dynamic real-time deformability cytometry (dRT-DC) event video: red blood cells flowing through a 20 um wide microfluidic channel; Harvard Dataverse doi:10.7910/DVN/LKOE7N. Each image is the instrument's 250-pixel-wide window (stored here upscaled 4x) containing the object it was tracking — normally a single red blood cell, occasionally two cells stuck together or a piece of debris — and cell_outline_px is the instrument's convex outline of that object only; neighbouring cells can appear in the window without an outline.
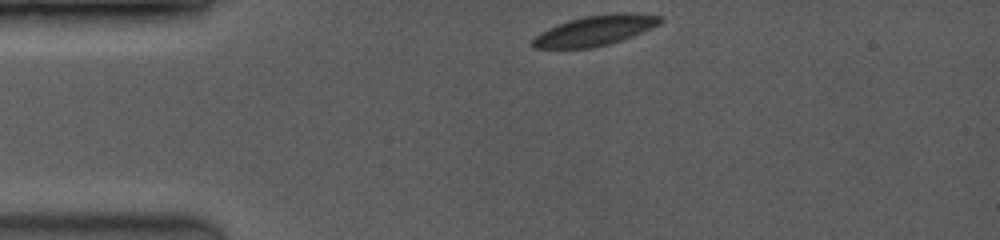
{"species": "common noctule bat (a hibernating species)", "species_latin": "Nyctalus noctula", "temperature_condition": "room temperature", "stored_images_in_passage": 40, "camera_frame_rate_fps": 3500, "um_per_image_px": 0.085, "animal": {"sex": "female", "body_mass_g": 19.0, "forearm_length_mm": 53.3}, "frame": {"image": 1, "passage_image": 1, "time_ms": 0.0, "image_size_px": [1000, 240], "cell_outline_px": [[664, 20], [660, 24], [632, 36], [608, 44], [592, 48], [532, 48], [532, 40], [540, 32], [556, 24], [568, 20], [584, 16], [616, 12], [628, 12], [660, 16]], "centroid_in_image_um": [50.57, 2.58], "position_along_channel_um": 34.4, "area_um2": 22.43}}
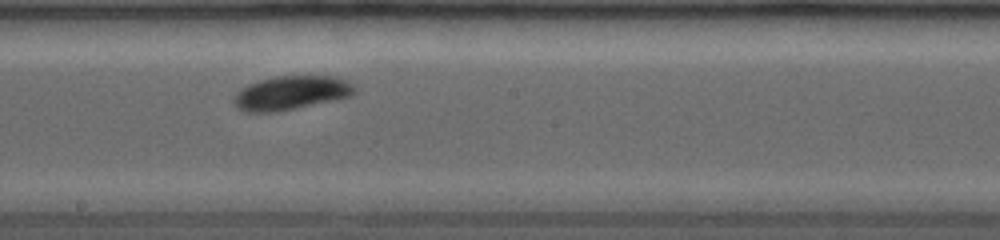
{"frame": {"image": 2, "passage_image": 21, "time_ms": 5.714, "image_size_px": [1000, 240], "cell_outline_px": [[356, 92], [352, 96], [276, 112], [244, 112], [236, 108], [232, 96], [240, 88], [248, 84], [260, 80], [276, 76], [336, 76], [348, 80], [356, 88]], "centroid_in_image_um": [24.72, 7.89], "position_along_channel_um": 223.5, "area_um2": 24.04}}
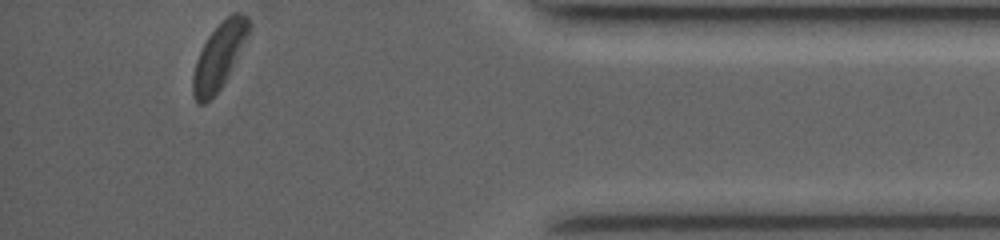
{"frame": {"image": 3, "passage_image": 40, "time_ms": 11.143, "image_size_px": [1000, 240], "cell_outline_px": [[248, 32], [228, 76], [224, 84], [204, 104], [196, 104], [192, 92], [192, 80], [196, 60], [208, 36], [232, 12], [240, 12], [248, 16]], "centroid_in_image_um": [18.58, 4.81], "position_along_channel_um": 416.6, "area_um2": 20.69}, "authors_computed_cell_mechanics": {"area_um2": 23.4379, "velocity_mm_per_s": 4.0361, "shape_relaxation_time_tau1_ms": 1.3562, "shape_relaxation_time_tau2_ms": null, "deformation_change_tau1": 0.0666, "deformation_change_tau2": null}}